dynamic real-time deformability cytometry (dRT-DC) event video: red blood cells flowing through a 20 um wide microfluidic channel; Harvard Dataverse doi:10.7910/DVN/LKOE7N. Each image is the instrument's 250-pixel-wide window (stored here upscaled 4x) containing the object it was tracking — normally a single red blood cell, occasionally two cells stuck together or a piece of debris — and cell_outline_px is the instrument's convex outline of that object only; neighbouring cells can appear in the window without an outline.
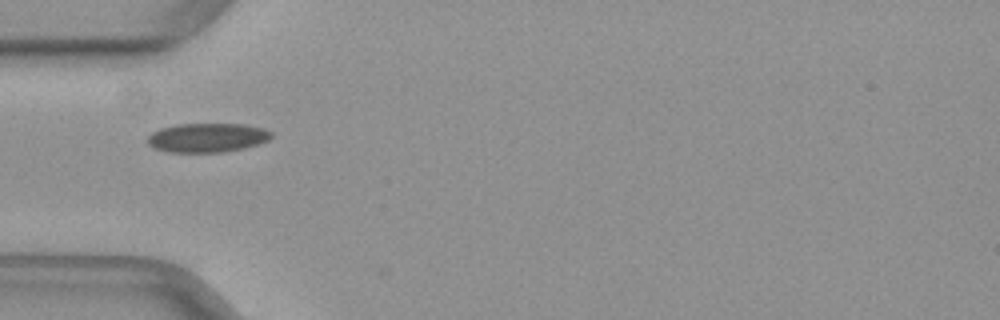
{"species": "common noctule bat (a hibernating species)", "species_latin": "Nyctalus noctula", "temperature_condition": "warm", "stored_images_in_passage": 2, "camera_frame_rate_fps": 3000, "um_per_image_px": 0.085, "animal": {"sex": "female", "body_mass_g": 29.2, "forearm_length_mm": 56.3}, "frame": {"image": 1, "passage_image": 1, "time_ms": 0.0, "image_size_px": [1000, 320], "cell_outline_px": [[272, 136], [268, 140], [244, 148], [224, 152], [168, 152], [156, 148], [148, 144], [144, 140], [152, 132], [160, 128], [176, 124], [244, 124], [264, 128], [272, 132]], "centroid_in_image_um": [17.59, 11.69], "position_along_channel_um": 67.4, "area_um2": 21.1}}